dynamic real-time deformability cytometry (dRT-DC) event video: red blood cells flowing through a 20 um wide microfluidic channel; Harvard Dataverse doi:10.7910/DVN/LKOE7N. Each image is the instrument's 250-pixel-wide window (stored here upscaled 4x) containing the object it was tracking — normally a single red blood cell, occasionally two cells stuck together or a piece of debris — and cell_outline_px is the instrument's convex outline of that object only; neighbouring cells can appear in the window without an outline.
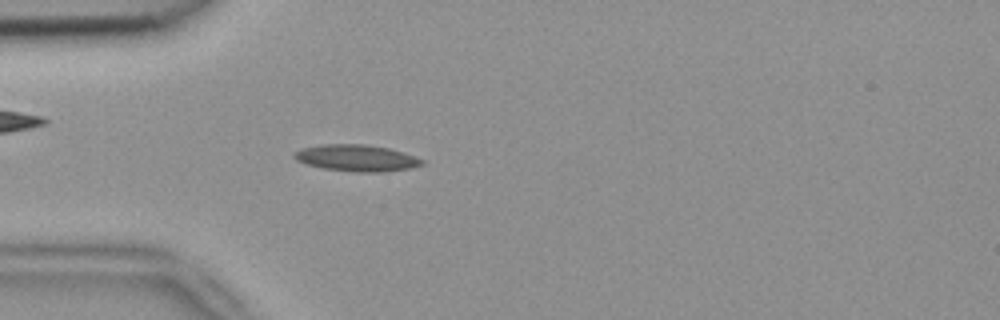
{"species": "common noctule bat (a hibernating species)", "species_latin": "Nyctalus noctula", "temperature_condition": "room temperature", "stored_images_in_passage": 50, "camera_frame_rate_fps": 3000, "um_per_image_px": 0.085, "animal": {"sex": "female", "body_mass_g": 18.4}, "frame": {"image": 1, "passage_image": 13, "time_ms": 4.0, "image_size_px": [1000, 320], "cell_outline_px": [[424, 164], [412, 168], [384, 172], [356, 172], [324, 168], [304, 164], [296, 160], [292, 156], [292, 152], [304, 148], [324, 144], [364, 144], [388, 148], [424, 160]], "centroid_in_image_um": [30.27, 13.44], "position_along_channel_um": 54.7, "area_um2": 19.71}}
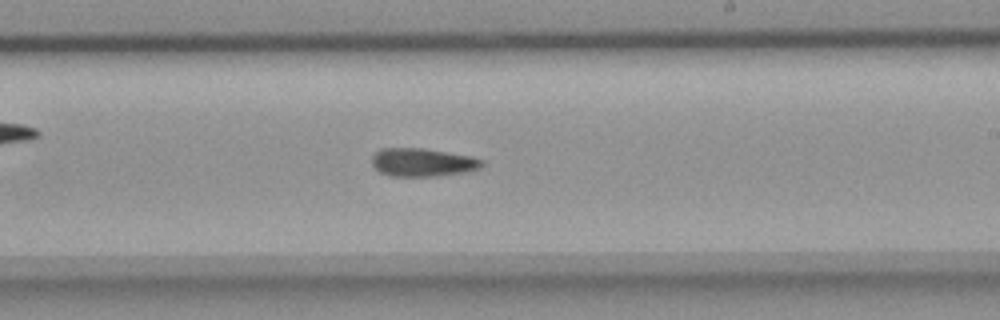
{"frame": {"image": 2, "passage_image": 29, "time_ms": 9.333, "image_size_px": [1000, 320], "cell_outline_px": [[484, 164], [480, 168], [464, 172], [436, 176], [388, 176], [380, 172], [372, 164], [372, 156], [380, 148], [424, 148], [472, 156], [484, 160]], "centroid_in_image_um": [35.92, 13.79], "position_along_channel_um": 253.1, "area_um2": 18.21}}
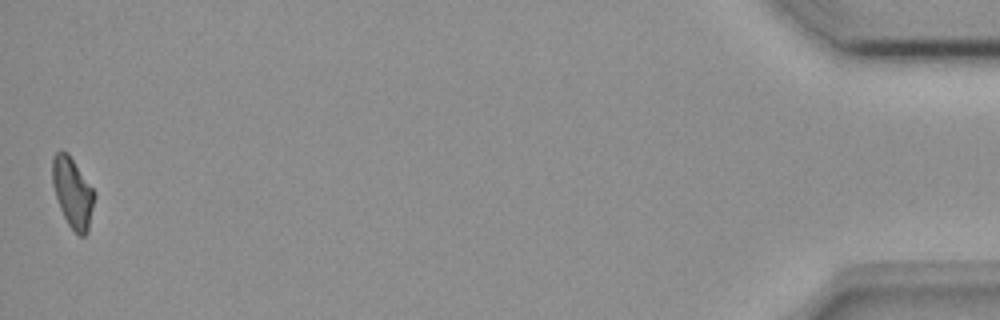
{"frame": {"image": 3, "passage_image": 50, "time_ms": 16.333, "image_size_px": [1000, 320], "cell_outline_px": [[96, 196], [88, 232], [84, 236], [80, 236], [68, 224], [60, 208], [52, 184], [52, 156], [56, 152], [68, 152], [92, 188]], "centroid_in_image_um": [6.18, 16.38], "position_along_channel_um": 429.0, "area_um2": 17.05}}